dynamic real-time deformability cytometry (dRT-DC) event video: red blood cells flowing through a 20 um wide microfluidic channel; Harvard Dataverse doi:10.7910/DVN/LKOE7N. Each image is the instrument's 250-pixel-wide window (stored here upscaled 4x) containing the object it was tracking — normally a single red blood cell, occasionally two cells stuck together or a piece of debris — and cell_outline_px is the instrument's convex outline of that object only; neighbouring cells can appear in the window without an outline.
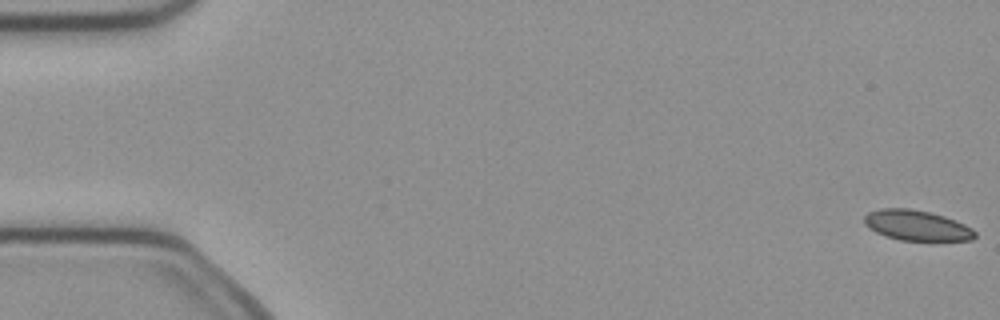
{"species": "common noctule bat (a hibernating species)", "species_latin": "Nyctalus noctula", "temperature_condition": "cold", "stored_images_in_passage": 51, "camera_frame_rate_fps": 3000, "um_per_image_px": 0.085, "animal": {"sex": "female", "body_mass_g": 21.9}, "frame": {"image": 1, "passage_image": 1, "time_ms": 0.0, "image_size_px": [1000, 320], "cell_outline_px": [[976, 236], [972, 240], [900, 240], [876, 232], [868, 228], [864, 224], [864, 216], [868, 212], [880, 208], [912, 208], [944, 216], [956, 220], [972, 228], [976, 232]], "centroid_in_image_um": [77.91, 19.15], "position_along_channel_um": 7.1, "area_um2": 19.54}}
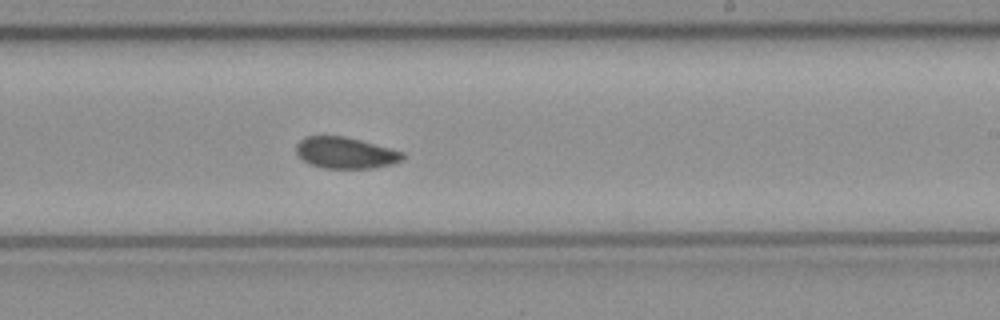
{"frame": {"image": 2, "passage_image": 31, "time_ms": 10.0, "image_size_px": [1000, 320], "cell_outline_px": [[404, 160], [392, 164], [372, 168], [324, 168], [308, 164], [296, 152], [296, 144], [304, 136], [344, 136], [360, 140], [404, 152]], "centroid_in_image_um": [29.36, 12.99], "position_along_channel_um": 259.6, "area_um2": 19.42}}
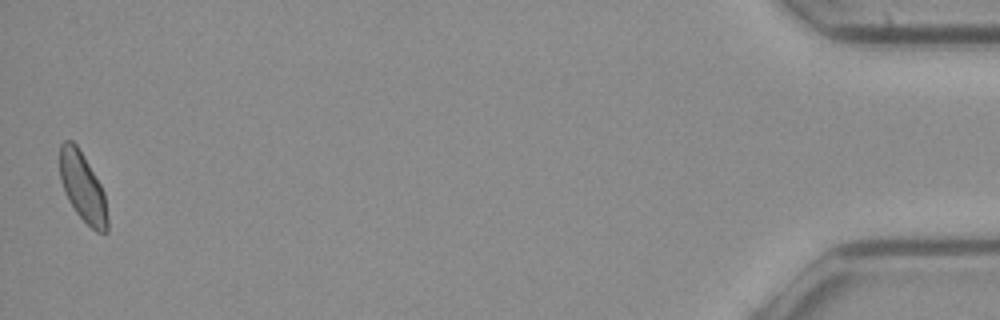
{"frame": {"image": 3, "passage_image": 51, "time_ms": 16.667, "image_size_px": [1000, 320], "cell_outline_px": [[108, 232], [96, 232], [76, 212], [68, 200], [64, 192], [60, 180], [60, 144], [64, 140], [72, 140], [76, 144], [100, 184], [104, 192], [108, 220]], "centroid_in_image_um": [7.02, 15.92], "position_along_channel_um": 428.2, "area_um2": 19.02}, "authors_computed_cell_mechanics": {"area_um2": 20.1144, "velocity_mm_per_s": 4.0033, "shape_relaxation_time_tau1_ms": 4.9261, "shape_relaxation_time_tau2_ms": 8.6993, "deformation_change_tau1": 0.0855, "deformation_change_tau2": 0.1225}}